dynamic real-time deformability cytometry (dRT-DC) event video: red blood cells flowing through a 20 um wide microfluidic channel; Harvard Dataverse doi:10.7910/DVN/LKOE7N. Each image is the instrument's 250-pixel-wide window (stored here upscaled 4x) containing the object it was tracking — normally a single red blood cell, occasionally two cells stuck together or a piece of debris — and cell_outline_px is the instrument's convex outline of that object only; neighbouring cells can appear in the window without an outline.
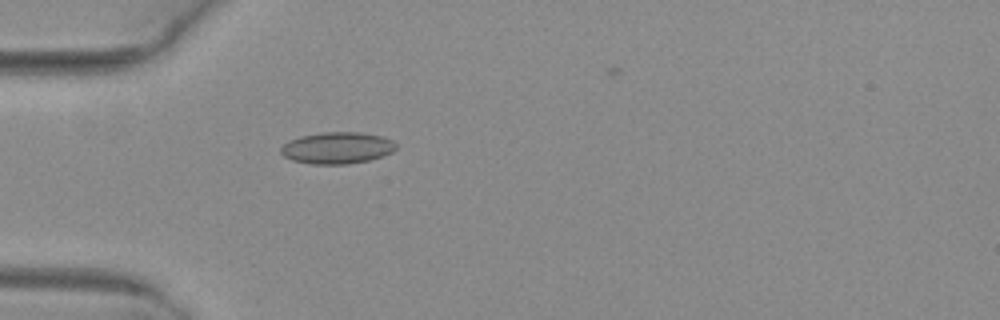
{"species": "common noctule bat (a hibernating species)", "species_latin": "Nyctalus noctula", "temperature_condition": "warm", "stored_images_in_passage": 42, "camera_frame_rate_fps": 3000, "um_per_image_px": 0.085, "animal": {"sex": "female", "body_mass_g": 29.2, "forearm_length_mm": 56.3}, "frame": {"image": 1, "passage_image": 7, "time_ms": 2.0, "image_size_px": [1000, 320], "cell_outline_px": [[396, 148], [392, 152], [384, 156], [368, 160], [348, 164], [312, 164], [292, 160], [284, 156], [280, 152], [280, 148], [288, 140], [300, 136], [320, 132], [360, 132], [384, 136], [392, 140], [396, 144]], "centroid_in_image_um": [28.66, 12.56], "position_along_channel_um": 56.3, "area_um2": 21.44}}
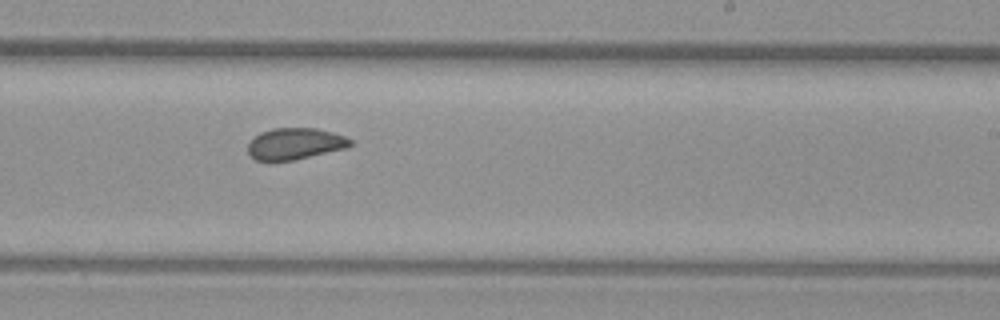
{"frame": {"image": 2, "passage_image": 23, "time_ms": 7.333, "image_size_px": [1000, 320], "cell_outline_px": [[352, 144], [344, 148], [292, 160], [256, 160], [248, 152], [248, 144], [260, 132], [272, 128], [316, 128], [332, 132], [344, 136], [352, 140]], "centroid_in_image_um": [25.06, 12.2], "position_along_channel_um": 263.9, "area_um2": 18.38}}
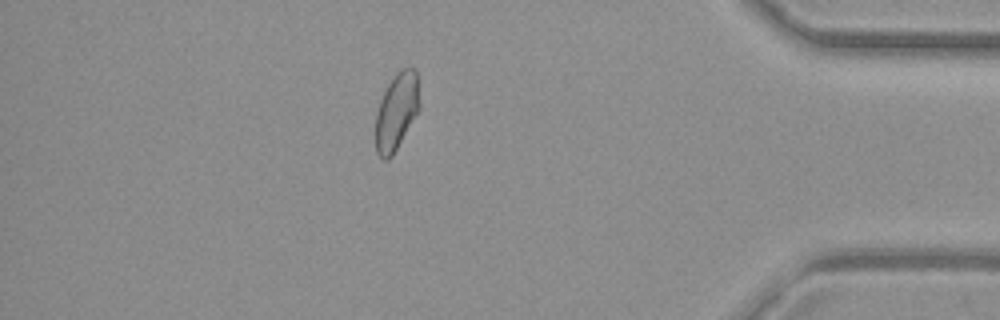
{"frame": {"image": 3, "passage_image": 36, "time_ms": 11.667, "image_size_px": [1000, 320], "cell_outline_px": [[420, 108], [392, 156], [388, 160], [384, 160], [376, 152], [376, 112], [380, 100], [392, 76], [400, 68], [408, 64], [416, 68], [420, 104]], "centroid_in_image_um": [33.72, 9.4], "position_along_channel_um": 401.5, "area_um2": 19.94}, "authors_computed_cell_mechanics": {"area_um2": 19.941, "velocity_mm_per_s": 4.0586, "shape_relaxation_time_tau1_ms": null, "shape_relaxation_time_tau2_ms": 1.199, "deformation_change_tau1": null, "deformation_change_tau2": 0.0634}}